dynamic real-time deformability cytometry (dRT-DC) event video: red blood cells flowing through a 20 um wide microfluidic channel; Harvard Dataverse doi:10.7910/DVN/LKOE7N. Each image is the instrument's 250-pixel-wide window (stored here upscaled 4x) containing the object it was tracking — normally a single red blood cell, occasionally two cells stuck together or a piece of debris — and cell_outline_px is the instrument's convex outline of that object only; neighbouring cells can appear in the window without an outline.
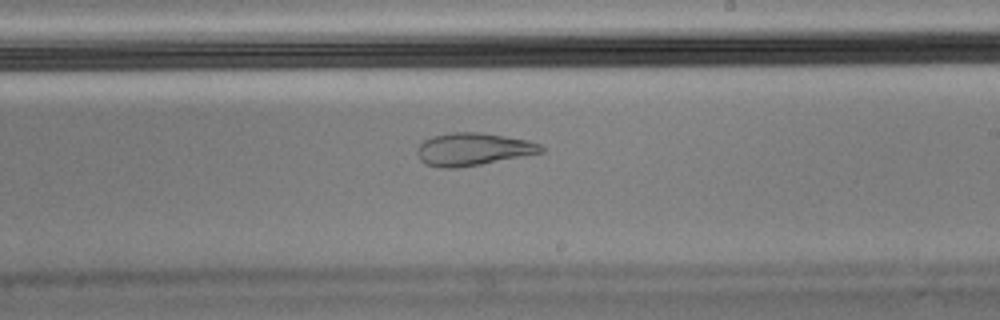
{"species": "Egyptian fruit bat (a non-hibernating species)", "species_latin": "Rousettus aegyptiacus", "temperature_condition": "cold", "stored_images_in_passage": 55, "camera_frame_rate_fps": 3000, "um_per_image_px": 0.085, "animal": {"sex": "male"}, "frame": {"image": 1, "passage_image": 32, "time_ms": 10.333, "image_size_px": [1000, 320], "cell_outline_px": [[544, 152], [480, 164], [456, 168], [440, 168], [424, 164], [420, 160], [416, 152], [416, 148], [424, 140], [432, 136], [452, 132], [480, 132], [528, 140], [540, 144], [544, 148]], "centroid_in_image_um": [40.17, 12.68], "position_along_channel_um": 248.8, "area_um2": 23.58}, "authors_computed_cell_mechanics": {"area_um2": 24.4494, "velocity_mm_per_s": 3.5834, "shape_relaxation_time_tau1_ms": null, "shape_relaxation_time_tau2_ms": 1.9768, "deformation_change_tau1": null, "deformation_change_tau2": 0.0845}}